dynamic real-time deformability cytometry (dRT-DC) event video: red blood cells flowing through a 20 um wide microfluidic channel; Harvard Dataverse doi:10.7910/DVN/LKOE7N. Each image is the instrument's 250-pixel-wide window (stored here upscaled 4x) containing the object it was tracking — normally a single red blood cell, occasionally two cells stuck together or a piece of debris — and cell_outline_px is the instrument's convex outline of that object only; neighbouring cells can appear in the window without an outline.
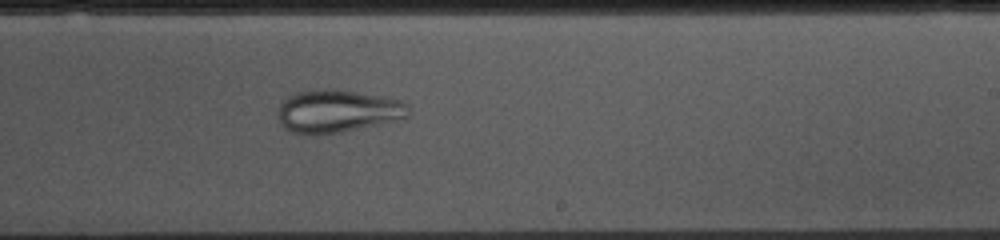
{"species": "common noctule bat (a hibernating species)", "species_latin": "Nyctalus noctula", "temperature_condition": "cold", "stored_images_in_passage": 52, "camera_frame_rate_fps": 3000, "um_per_image_px": 0.085, "animal": {"sex": "female", "body_mass_g": 10.0, "forearm_length_mm": 53.1}, "frame": {"image": 1, "passage_image": 30, "time_ms": 9.667, "image_size_px": [1000, 240], "cell_outline_px": [[408, 116], [404, 120], [340, 132], [292, 132], [284, 128], [276, 116], [280, 104], [288, 96], [300, 92], [324, 88], [336, 88], [384, 96], [400, 100], [408, 104]], "centroid_in_image_um": [28.75, 9.42], "position_along_channel_um": 260.2, "area_um2": 32.54}}